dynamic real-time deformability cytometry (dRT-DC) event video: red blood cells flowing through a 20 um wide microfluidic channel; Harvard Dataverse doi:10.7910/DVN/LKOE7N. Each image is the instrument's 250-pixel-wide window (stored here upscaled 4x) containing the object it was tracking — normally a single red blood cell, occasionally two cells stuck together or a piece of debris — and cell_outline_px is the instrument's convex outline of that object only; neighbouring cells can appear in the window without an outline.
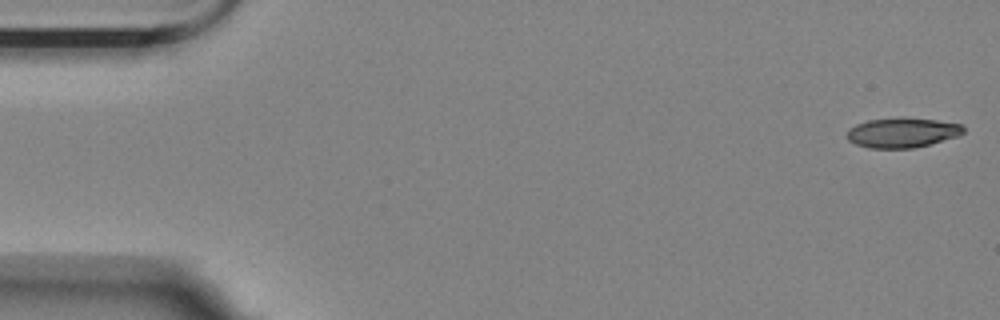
{"species": "Egyptian fruit bat (a non-hibernating species)", "species_latin": "Rousettus aegyptiacus", "temperature_condition": "room temperature", "stored_images_in_passage": 10, "camera_frame_rate_fps": 3000, "um_per_image_px": 0.085, "animal": {"sex": "female"}, "frame": {"image": 1, "passage_image": 1, "time_ms": 0.0, "image_size_px": [1000, 320], "cell_outline_px": [[964, 132], [960, 136], [912, 148], [868, 148], [856, 144], [848, 140], [848, 128], [856, 124], [868, 120], [900, 116], [936, 120], [960, 124], [964, 128]], "centroid_in_image_um": [76.68, 11.25], "position_along_channel_um": 8.3, "area_um2": 20.4}}